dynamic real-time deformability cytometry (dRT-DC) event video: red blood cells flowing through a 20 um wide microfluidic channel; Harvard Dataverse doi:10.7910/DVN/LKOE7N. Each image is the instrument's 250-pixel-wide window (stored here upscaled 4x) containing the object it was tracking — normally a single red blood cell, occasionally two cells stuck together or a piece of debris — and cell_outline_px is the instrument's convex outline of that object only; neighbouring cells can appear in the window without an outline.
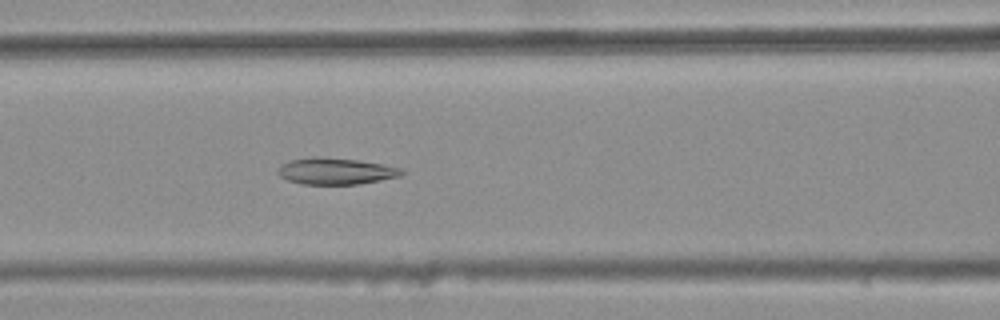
{"species": "common noctule bat (a hibernating species)", "species_latin": "Nyctalus noctula", "temperature_condition": "warm", "stored_images_in_passage": 41, "camera_frame_rate_fps": 3000, "um_per_image_px": 0.085, "animal": {"sex": "female", "body_mass_g": 25.1}, "frame": {"image": 1, "passage_image": 18, "time_ms": 5.667, "image_size_px": [1000, 320], "cell_outline_px": [[404, 172], [400, 176], [380, 180], [356, 184], [304, 184], [288, 180], [280, 176], [280, 168], [284, 164], [292, 160], [312, 156], [320, 156], [360, 160], [384, 164], [400, 168]], "centroid_in_image_um": [28.58, 14.53], "position_along_channel_um": 138.0, "area_um2": 18.9}}
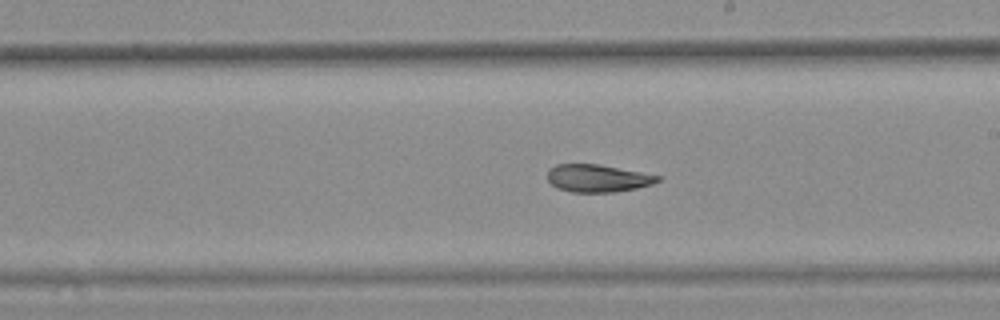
{"frame": {"image": 2, "passage_image": 26, "time_ms": 8.333, "image_size_px": [1000, 320], "cell_outline_px": [[664, 176], [660, 180], [652, 184], [636, 188], [616, 192], [572, 192], [556, 188], [548, 180], [548, 168], [556, 164], [600, 164]], "centroid_in_image_um": [50.82, 15.14], "position_along_channel_um": 238.2, "area_um2": 17.92}}
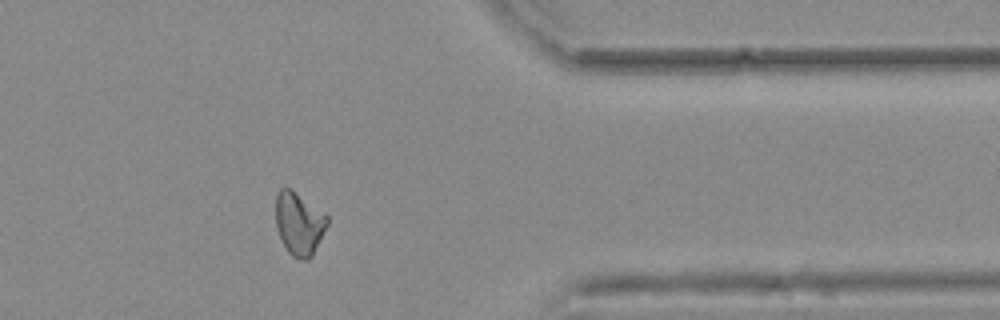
{"frame": {"image": 3, "passage_image": 39, "time_ms": 12.667, "image_size_px": [1000, 320], "cell_outline_px": [[328, 224], [312, 256], [308, 260], [300, 260], [292, 256], [288, 252], [276, 228], [276, 196], [280, 188], [288, 188], [328, 216]], "centroid_in_image_um": [25.41, 19.05], "position_along_channel_um": 386.0, "area_um2": 18.5}, "authors_computed_cell_mechanics": {"area_um2": 18.8428, "velocity_mm_per_s": 3.7666, "shape_relaxation_time_tau1_ms": null, "shape_relaxation_time_tau2_ms": 4.9601, "deformation_change_tau1": null, "deformation_change_tau2": 0.1142}}